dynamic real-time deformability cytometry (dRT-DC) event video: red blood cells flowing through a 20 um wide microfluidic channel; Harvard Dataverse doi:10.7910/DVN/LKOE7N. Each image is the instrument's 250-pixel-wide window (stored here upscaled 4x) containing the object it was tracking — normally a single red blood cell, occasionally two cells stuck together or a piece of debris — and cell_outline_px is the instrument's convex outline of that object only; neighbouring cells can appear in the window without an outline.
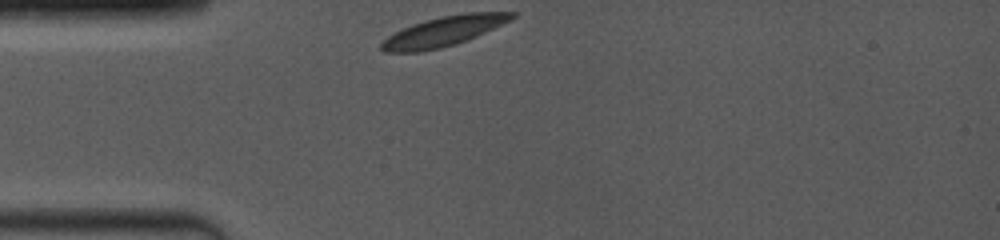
{"species": "common noctule bat (a hibernating species)", "species_latin": "Nyctalus noctula", "temperature_condition": "room temperature", "stored_images_in_passage": 45, "camera_frame_rate_fps": 4000, "um_per_image_px": 0.085, "animal": {"sex": "female", "body_mass_g": 19.0, "forearm_length_mm": 53.3}, "frame": {"image": 1, "passage_image": 1, "time_ms": 0.0, "image_size_px": [1000, 240], "cell_outline_px": [[516, 16], [512, 20], [476, 36], [456, 44], [440, 48], [420, 52], [384, 52], [380, 48], [380, 44], [388, 36], [412, 24], [424, 20], [440, 16], [468, 12], [516, 12]], "centroid_in_image_um": [37.72, 2.66], "position_along_channel_um": 47.3, "area_um2": 22.6}}
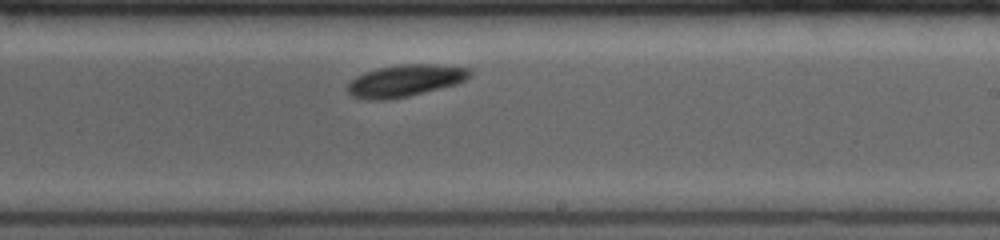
{"frame": {"image": 2, "passage_image": 27, "time_ms": 5.75, "image_size_px": [1000, 240], "cell_outline_px": [[472, 76], [456, 84], [408, 96], [388, 100], [368, 100], [352, 96], [348, 92], [348, 84], [356, 76], [364, 72], [376, 68], [404, 64], [432, 64], [468, 68], [472, 72]], "centroid_in_image_um": [34.42, 6.86], "position_along_channel_um": 254.6, "area_um2": 22.66}}
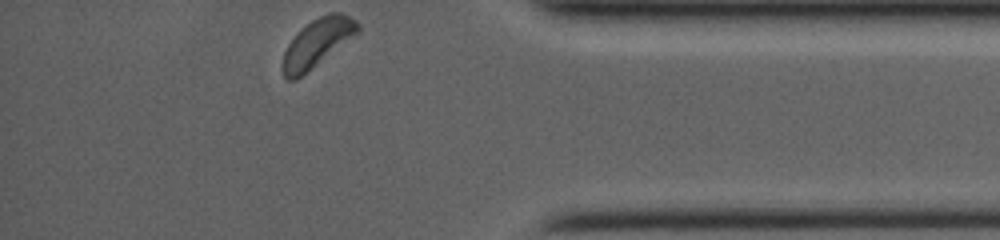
{"frame": {"image": 3, "passage_image": 45, "time_ms": 10.0, "image_size_px": [1000, 240], "cell_outline_px": [[360, 32], [356, 36], [296, 80], [288, 80], [284, 76], [280, 64], [284, 52], [288, 44], [312, 20], [328, 12], [340, 12], [356, 20], [360, 24]], "centroid_in_image_um": [27.0, 3.66], "position_along_channel_um": 408.2, "area_um2": 21.04}, "authors_computed_cell_mechanics": {"area_um2": 22.4264, "velocity_mm_per_s": 3.8823, "shape_relaxation_time_tau1_ms": 1.287, "shape_relaxation_time_tau2_ms": null, "deformation_change_tau1": 0.092, "deformation_change_tau2": null}}